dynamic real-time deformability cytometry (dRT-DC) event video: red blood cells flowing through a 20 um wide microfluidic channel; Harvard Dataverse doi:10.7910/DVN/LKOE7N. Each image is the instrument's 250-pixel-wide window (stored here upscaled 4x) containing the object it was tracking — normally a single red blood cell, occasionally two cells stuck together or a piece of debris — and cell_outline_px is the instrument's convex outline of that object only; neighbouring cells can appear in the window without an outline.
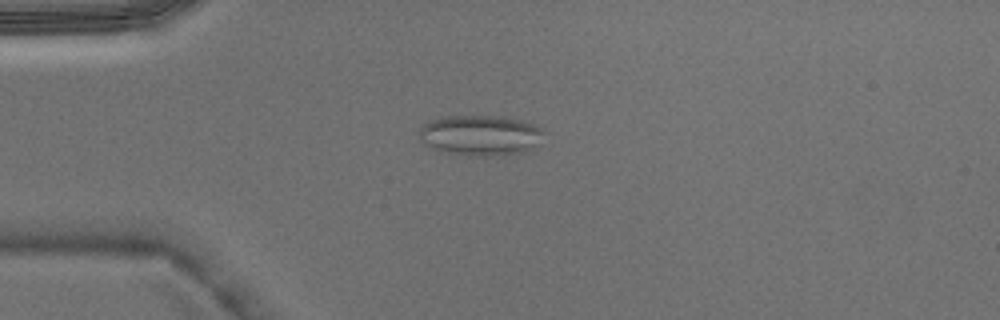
{"species": "Egyptian fruit bat (a non-hibernating species)", "species_latin": "Rousettus aegyptiacus", "temperature_condition": "warm", "stored_images_in_passage": 2, "camera_frame_rate_fps": 3000, "um_per_image_px": 0.085, "animal": {"sex": "male"}, "frame": {"image": 1, "passage_image": 2, "time_ms": 0.333, "image_size_px": [1000, 320], "cell_outline_px": [[544, 132], [540, 144], [532, 148], [520, 152], [484, 156], [468, 156], [448, 152], [424, 144], [420, 140], [420, 128], [428, 120], [440, 116], [500, 116], [520, 120], [532, 124], [540, 128]], "centroid_in_image_um": [40.82, 11.48], "position_along_channel_um": 44.2, "area_um2": 29.19}}